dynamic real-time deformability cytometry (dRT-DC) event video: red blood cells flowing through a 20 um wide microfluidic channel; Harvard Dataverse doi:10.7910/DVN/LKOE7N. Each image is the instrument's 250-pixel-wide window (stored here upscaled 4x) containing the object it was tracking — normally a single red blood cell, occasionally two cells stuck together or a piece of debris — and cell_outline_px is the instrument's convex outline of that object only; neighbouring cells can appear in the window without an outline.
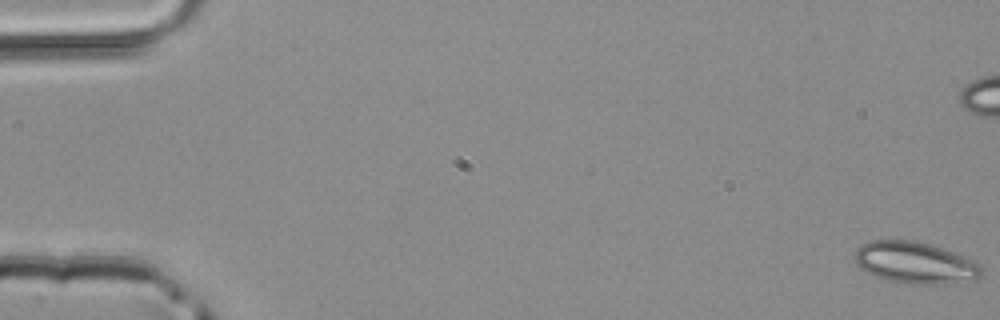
{"species": "common noctule bat (a hibernating species)", "species_latin": "Nyctalus noctula", "temperature_condition": "room temperature", "stored_images_in_passage": 51, "camera_frame_rate_fps": 3000, "um_per_image_px": 0.085, "animal": {"sex": "male", "body_mass_g": 20.4}, "frame": {"image": 1, "passage_image": 1, "time_ms": 0.0, "image_size_px": [1000, 320], "cell_outline_px": [[980, 276], [972, 280], [940, 284], [904, 284], [884, 280], [872, 276], [864, 272], [856, 264], [852, 256], [856, 248], [860, 244], [872, 240], [916, 240], [976, 260], [980, 264]], "centroid_in_image_um": [77.69, 22.34], "position_along_channel_um": 7.3, "area_um2": 31.21}}
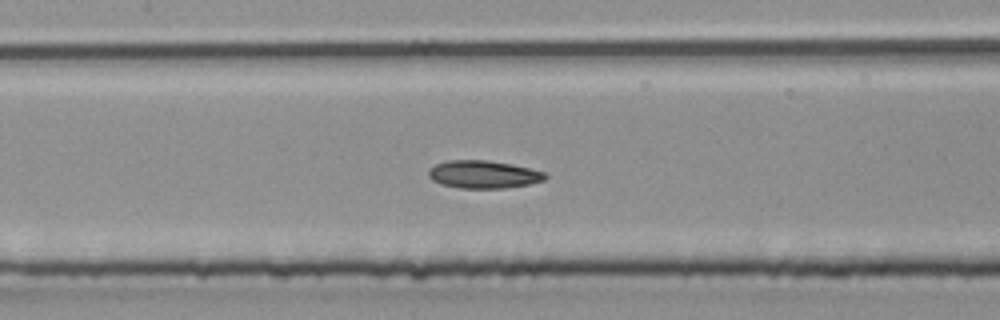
{"frame": {"image": 2, "passage_image": 24, "time_ms": 7.667, "image_size_px": [1000, 320], "cell_outline_px": [[548, 176], [544, 180], [528, 184], [504, 188], [460, 188], [440, 184], [432, 180], [428, 176], [428, 168], [444, 160], [488, 160], [512, 164], [532, 168], [548, 172]], "centroid_in_image_um": [41.1, 14.81], "position_along_channel_um": 166.3, "area_um2": 19.19}}
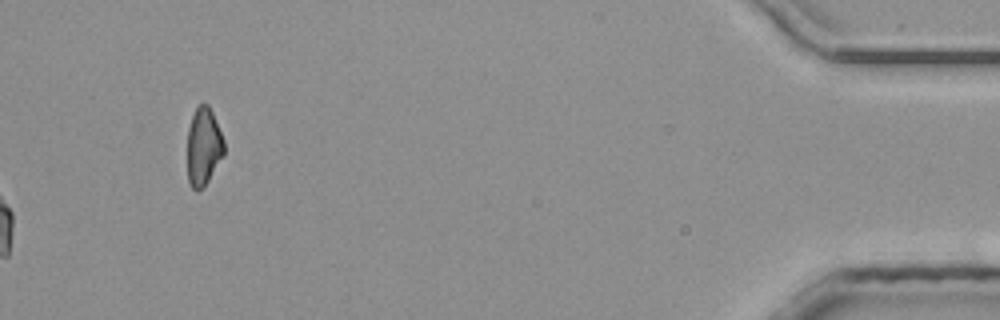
{"frame": {"image": 3, "passage_image": 51, "time_ms": 16.667, "image_size_px": [1000, 320], "cell_outline_px": [[224, 156], [204, 188], [196, 192], [192, 188], [188, 180], [188, 128], [192, 116], [196, 108], [200, 104], [208, 104], [212, 112], [224, 140]], "centroid_in_image_um": [17.31, 12.51], "position_along_channel_um": 417.9, "area_um2": 16.76}}